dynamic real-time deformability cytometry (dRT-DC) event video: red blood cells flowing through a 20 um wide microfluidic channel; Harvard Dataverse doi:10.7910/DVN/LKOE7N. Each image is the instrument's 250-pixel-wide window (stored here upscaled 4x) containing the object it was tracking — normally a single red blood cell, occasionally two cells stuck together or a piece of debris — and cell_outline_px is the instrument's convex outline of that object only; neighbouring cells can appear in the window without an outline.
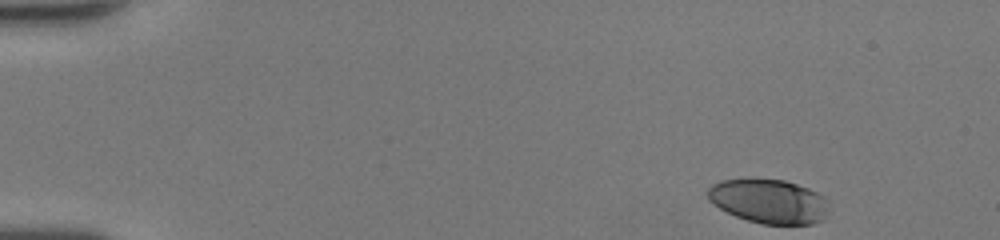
{"species": "human", "species_latin": "Homo sapiens", "temperature_condition": "room temperature", "stored_images_in_passage": 45, "camera_frame_rate_fps": 3000, "um_per_image_px": 0.085, "donor": {"sex": "female"}, "frame": {"image": 1, "passage_image": 1, "time_ms": 0.0, "image_size_px": [1000, 240], "cell_outline_px": [[828, 200], [824, 216], [820, 220], [812, 224], [760, 224], [736, 216], [720, 208], [708, 200], [704, 192], [712, 184], [720, 180], [784, 180], [808, 188], [824, 196]], "centroid_in_image_um": [65.31, 17.11], "position_along_channel_um": 19.7, "area_um2": 30.87}}
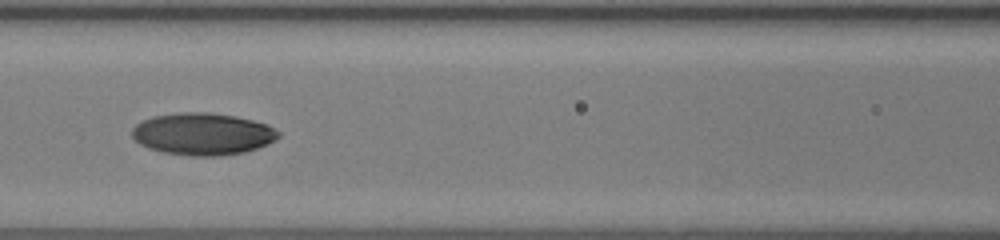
{"frame": {"image": 2, "passage_image": 19, "time_ms": 6.0, "image_size_px": [1000, 240], "cell_outline_px": [[280, 136], [276, 140], [268, 144], [244, 152], [220, 156], [192, 156], [164, 152], [148, 148], [140, 144], [132, 136], [132, 128], [140, 120], [152, 116], [176, 112], [208, 112], [236, 116], [252, 120], [264, 124], [280, 132]], "centroid_in_image_um": [17.2, 11.38], "position_along_channel_um": 149.4, "area_um2": 36.01}}
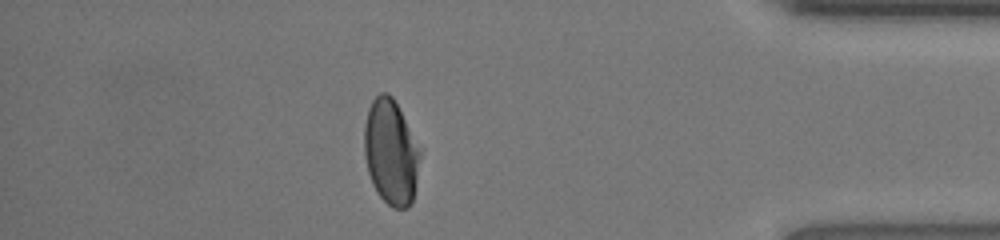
{"frame": {"image": 3, "passage_image": 39, "time_ms": 12.667, "image_size_px": [1000, 240], "cell_outline_px": [[424, 148], [412, 204], [408, 208], [392, 208], [376, 192], [372, 184], [368, 172], [364, 156], [364, 124], [368, 108], [372, 100], [380, 92], [388, 92], [392, 96]], "centroid_in_image_um": [33.28, 12.92], "position_along_channel_um": 401.9, "area_um2": 35.55}, "authors_computed_cell_mechanics": {"area_um2": 34.7956, "velocity_mm_per_s": 4.286, "shape_relaxation_time_tau1_ms": 6.0949, "shape_relaxation_time_tau2_ms": 2.7914, "deformation_change_tau1": 0.2307, "deformation_change_tau2": 0.0266}}